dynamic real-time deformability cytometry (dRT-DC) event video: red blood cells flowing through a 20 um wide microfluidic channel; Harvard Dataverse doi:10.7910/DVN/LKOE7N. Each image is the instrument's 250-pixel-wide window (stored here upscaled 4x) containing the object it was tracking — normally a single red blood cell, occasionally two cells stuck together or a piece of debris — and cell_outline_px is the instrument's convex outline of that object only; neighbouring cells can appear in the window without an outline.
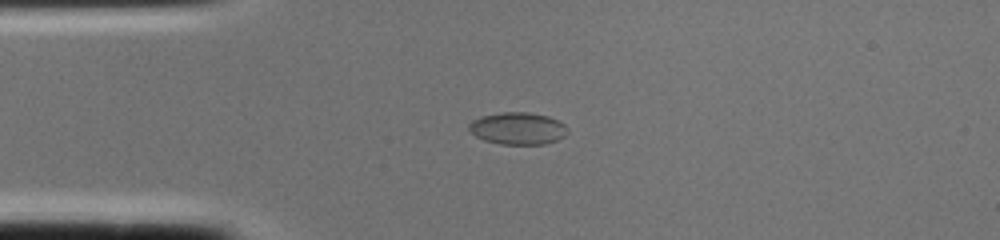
{"species": "common noctule bat (a hibernating species)", "species_latin": "Nyctalus noctula", "temperature_condition": "cold", "stored_images_in_passage": 1, "camera_frame_rate_fps": 3000, "um_per_image_px": 0.085, "animal": {"sex": "female", "body_mass_g": 22.0, "forearm_length_mm": 56.7}, "frame": {"image": 1, "passage_image": 1, "time_ms": 0.0, "image_size_px": [1000, 240], "cell_outline_px": [[568, 132], [564, 136], [556, 140], [544, 144], [500, 144], [484, 140], [476, 136], [468, 128], [468, 124], [472, 120], [480, 116], [500, 112], [528, 112], [548, 116], [564, 124], [568, 128]], "centroid_in_image_um": [44.0, 10.91], "position_along_channel_um": 41.0, "area_um2": 18.5}}